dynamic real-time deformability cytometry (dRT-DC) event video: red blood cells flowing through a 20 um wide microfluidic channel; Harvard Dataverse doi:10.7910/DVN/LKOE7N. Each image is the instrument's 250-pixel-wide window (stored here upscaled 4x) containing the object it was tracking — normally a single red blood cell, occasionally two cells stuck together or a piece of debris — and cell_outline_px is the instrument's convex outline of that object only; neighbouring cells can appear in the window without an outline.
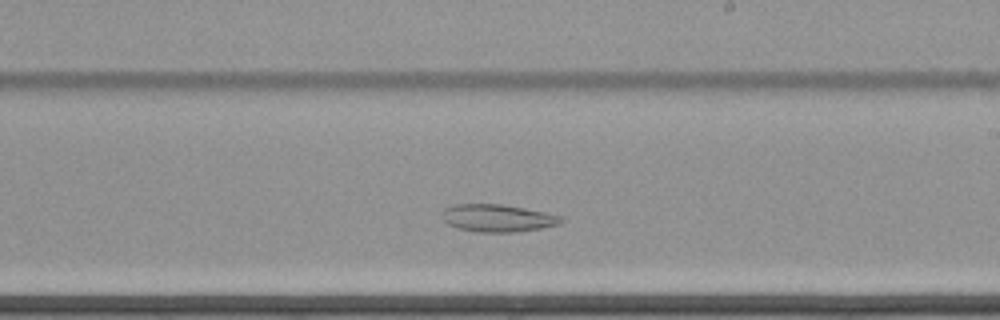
{"species": "common noctule bat (a hibernating species)", "species_latin": "Nyctalus noctula", "temperature_condition": "cold", "stored_images_in_passage": 43, "camera_frame_rate_fps": 3000, "um_per_image_px": 0.085, "animal": {"sex": "female", "body_mass_g": 22.7, "forearm_length_mm": 54.2}, "frame": {"image": 1, "passage_image": 25, "time_ms": 8.0, "image_size_px": [1000, 320], "cell_outline_px": [[564, 220], [560, 224], [540, 228], [516, 232], [476, 232], [456, 228], [448, 224], [444, 220], [444, 208], [452, 204], [500, 204], [524, 208], [544, 212], [560, 216]], "centroid_in_image_um": [42.28, 18.54], "position_along_channel_um": 246.7, "area_um2": 18.96}}
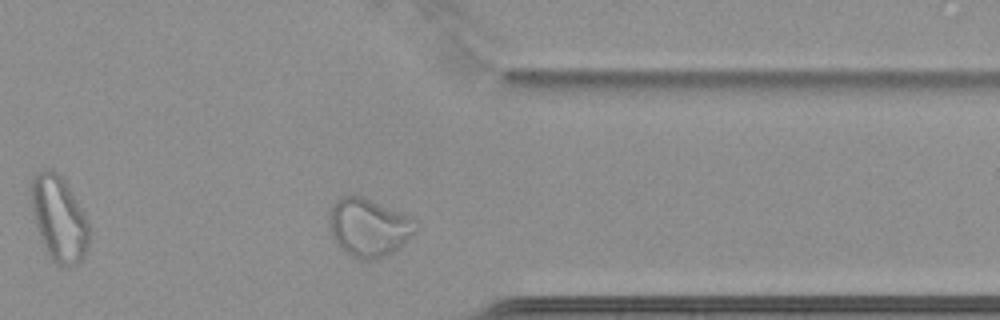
{"frame": {"image": 2, "passage_image": 37, "time_ms": 12.0, "image_size_px": [1000, 320], "cell_outline_px": [[420, 228], [412, 236], [388, 256], [372, 260], [360, 260], [352, 256], [340, 248], [336, 244], [332, 236], [328, 220], [328, 216], [336, 200], [340, 196], [360, 196], [412, 216], [420, 224]], "centroid_in_image_um": [31.38, 19.35], "position_along_channel_um": 380.0, "area_um2": 29.65}, "authors_computed_cell_mechanics": {"area_um2": 24.1604, "velocity_mm_per_s": 3.4024, "shape_relaxation_time_tau1_ms": null, "shape_relaxation_time_tau2_ms": 5.1422, "deformation_change_tau1": null, "deformation_change_tau2": 0.0769}}